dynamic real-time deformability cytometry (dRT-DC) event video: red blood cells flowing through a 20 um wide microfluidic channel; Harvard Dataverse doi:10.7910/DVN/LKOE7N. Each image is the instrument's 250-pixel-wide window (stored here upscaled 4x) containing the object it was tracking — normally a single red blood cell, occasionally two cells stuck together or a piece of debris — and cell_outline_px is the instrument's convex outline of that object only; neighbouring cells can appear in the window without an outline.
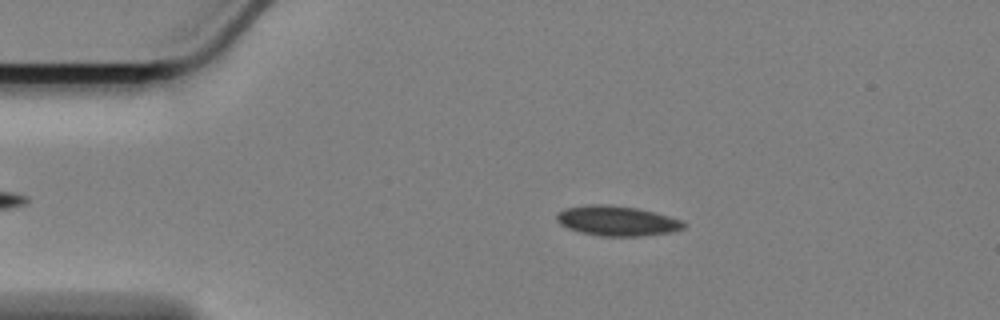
{"species": "Egyptian fruit bat (a non-hibernating species)", "species_latin": "Rousettus aegyptiacus", "temperature_condition": "cold", "stored_images_in_passage": 19, "camera_frame_rate_fps": 3000, "um_per_image_px": 0.085, "animal": {"sex": "female"}, "frame": {"image": 1, "passage_image": 7, "time_ms": 2.0, "image_size_px": [1000, 320], "cell_outline_px": [[688, 224], [684, 228], [672, 232], [640, 236], [600, 236], [580, 232], [568, 228], [560, 224], [556, 220], [556, 216], [564, 208], [588, 204], [604, 204], [636, 208], [668, 216], [680, 220]], "centroid_in_image_um": [52.43, 18.77], "position_along_channel_um": 32.6, "area_um2": 22.08}}
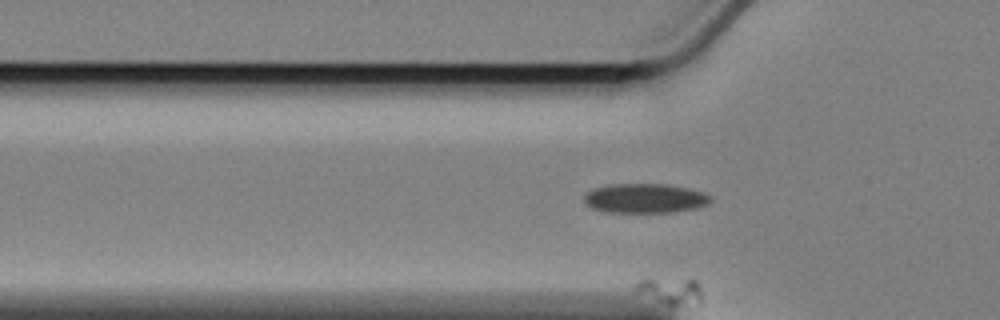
{"frame": {"image": 2, "passage_image": 14, "time_ms": 4.333, "image_size_px": [1000, 320], "cell_outline_px": [[712, 200], [708, 204], [696, 208], [676, 212], [604, 212], [592, 208], [584, 204], [584, 196], [588, 192], [596, 188], [612, 184], [664, 184], [688, 188], [704, 192], [712, 196]], "centroid_in_image_um": [54.85, 16.86], "position_along_channel_um": 71.0, "area_um2": 21.79}}